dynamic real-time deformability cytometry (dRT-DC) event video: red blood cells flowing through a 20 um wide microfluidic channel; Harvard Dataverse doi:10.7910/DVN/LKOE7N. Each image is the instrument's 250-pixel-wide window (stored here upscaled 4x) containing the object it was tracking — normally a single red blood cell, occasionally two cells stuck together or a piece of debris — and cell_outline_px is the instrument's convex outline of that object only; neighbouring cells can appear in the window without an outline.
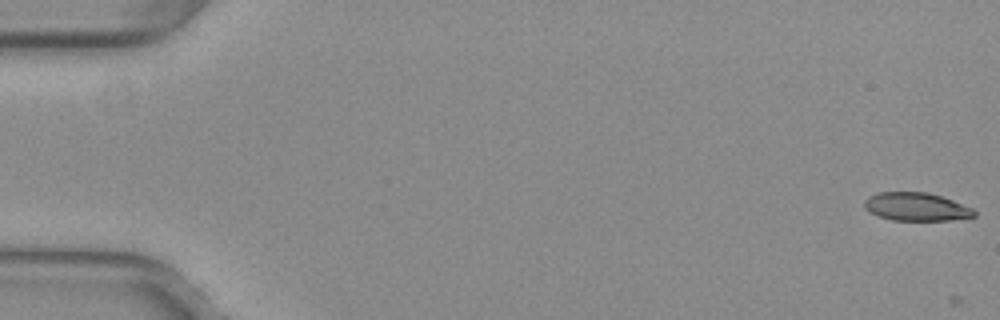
{"species": "common noctule bat (a hibernating species)", "species_latin": "Nyctalus noctula", "temperature_condition": "warm", "stored_images_in_passage": 2, "camera_frame_rate_fps": 3000, "um_per_image_px": 0.085, "animal": {"sex": "female", "body_mass_g": 29.2, "forearm_length_mm": 56.3}, "frame": {"image": 1, "passage_image": 1, "time_ms": 0.0, "image_size_px": [1000, 320], "cell_outline_px": [[976, 216], [948, 220], [892, 220], [880, 216], [864, 208], [864, 200], [868, 196], [880, 192], [928, 192], [952, 200], [972, 208], [976, 212]], "centroid_in_image_um": [77.87, 17.57], "position_along_channel_um": 7.1, "area_um2": 17.86}}